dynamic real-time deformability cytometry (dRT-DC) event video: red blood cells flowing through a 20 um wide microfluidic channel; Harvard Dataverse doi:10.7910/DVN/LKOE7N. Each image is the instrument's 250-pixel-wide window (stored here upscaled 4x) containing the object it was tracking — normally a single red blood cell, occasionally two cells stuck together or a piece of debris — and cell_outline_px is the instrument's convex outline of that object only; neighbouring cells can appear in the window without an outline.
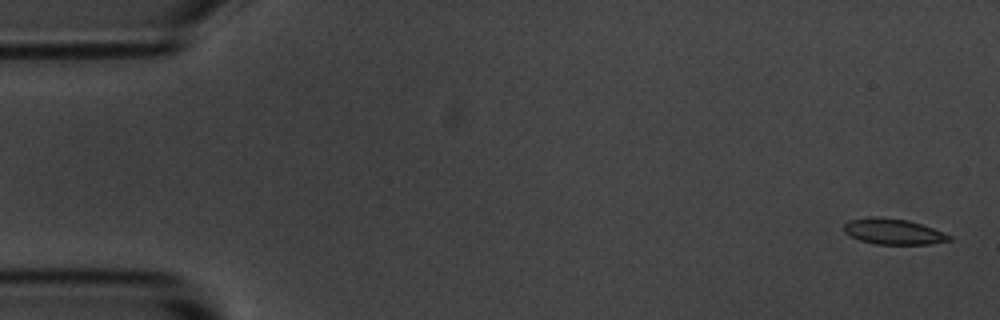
{"species": "common noctule bat (a hibernating species)", "species_latin": "Nyctalus noctula", "temperature_condition": "room temperature", "stored_images_in_passage": 8, "camera_frame_rate_fps": 3000, "um_per_image_px": 0.085, "animal": {"sex": "male", "body_mass_g": 20.1, "forearm_length_mm": 53.5}, "frame": {"image": 1, "passage_image": 1, "time_ms": 0.0, "image_size_px": [1000, 320], "cell_outline_px": [[952, 240], [928, 244], [876, 244], [860, 240], [844, 232], [844, 224], [848, 220], [872, 216], [908, 220], [944, 232], [952, 236]], "centroid_in_image_um": [75.93, 19.68], "position_along_channel_um": 9.1, "area_um2": 15.66}}
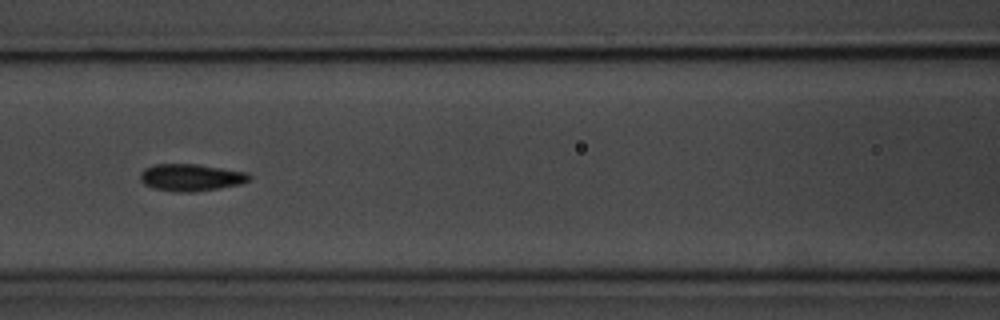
{"frame": {"image": 2, "passage_image": 7, "time_ms": 7.333, "image_size_px": [1000, 320], "cell_outline_px": [[252, 176], [248, 180], [240, 184], [220, 188], [192, 192], [176, 192], [152, 188], [144, 184], [140, 180], [140, 172], [144, 168], [152, 164], [196, 164], [248, 172]], "centroid_in_image_um": [16.2, 15.08], "position_along_channel_um": 150.4, "area_um2": 17.34}}
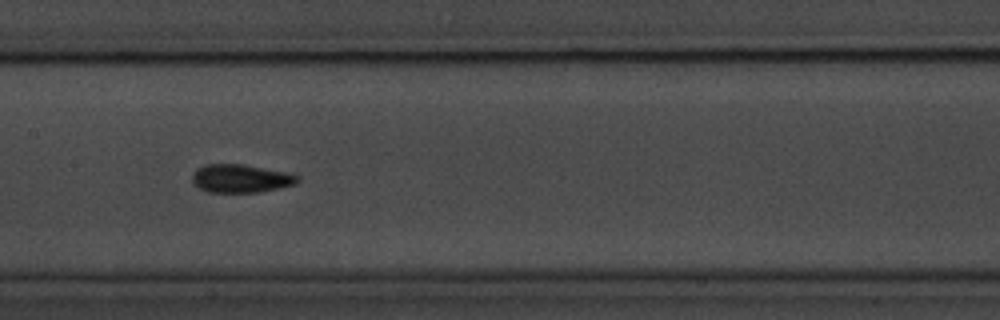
{"frame": {"image": 3, "passage_image": 8, "time_ms": 8.333, "image_size_px": [1000, 320], "cell_outline_px": [[300, 180], [296, 184], [280, 188], [260, 192], [208, 192], [200, 188], [192, 180], [192, 176], [196, 168], [204, 164], [244, 164], [284, 172], [300, 176]], "centroid_in_image_um": [20.47, 15.17], "position_along_channel_um": 186.9, "area_um2": 17.34}}